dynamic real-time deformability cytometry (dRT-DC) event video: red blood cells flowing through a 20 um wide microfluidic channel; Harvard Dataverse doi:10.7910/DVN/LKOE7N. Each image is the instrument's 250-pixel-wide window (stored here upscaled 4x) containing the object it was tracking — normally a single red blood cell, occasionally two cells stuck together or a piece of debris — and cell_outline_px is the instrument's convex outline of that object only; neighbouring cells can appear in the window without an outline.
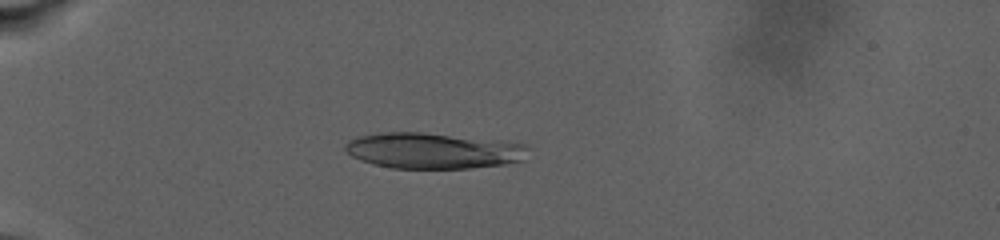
{"species": "human", "species_latin": "Homo sapiens", "temperature_condition": "warm", "stored_images_in_passage": 41, "camera_frame_rate_fps": 3000, "um_per_image_px": 0.085, "donor": {"sex": "male"}, "frame": {"image": 1, "passage_image": 40, "time_ms": 8.0, "image_size_px": [1000, 240], "cell_outline_px": [[528, 144], [524, 160], [504, 164], [468, 168], [392, 168], [360, 160], [352, 156], [344, 148], [344, 144], [348, 140], [360, 136], [380, 132], [420, 132], [500, 140]], "centroid_in_image_um": [36.82, 12.8], "position_along_channel_um": 48.2, "area_um2": 38.15}}